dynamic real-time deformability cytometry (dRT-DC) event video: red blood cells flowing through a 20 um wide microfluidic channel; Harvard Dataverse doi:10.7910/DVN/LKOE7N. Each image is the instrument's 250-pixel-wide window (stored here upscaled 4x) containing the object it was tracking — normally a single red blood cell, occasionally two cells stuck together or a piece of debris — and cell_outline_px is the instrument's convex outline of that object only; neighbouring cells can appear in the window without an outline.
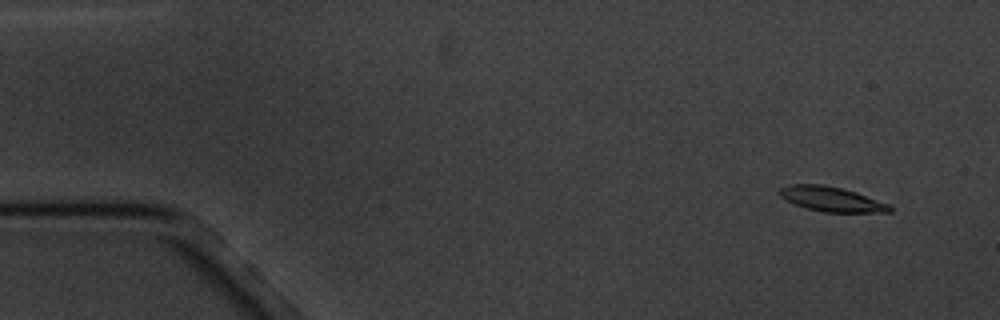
{"species": "common noctule bat (a hibernating species)", "species_latin": "Nyctalus noctula", "temperature_condition": "cold", "stored_images_in_passage": 11, "camera_frame_rate_fps": 3000, "um_per_image_px": 0.085, "animal": {"sex": "male", "body_mass_g": 20.1, "forearm_length_mm": 53.5}, "frame": {"image": 1, "passage_image": 2, "time_ms": 1.333, "image_size_px": [1000, 320], "cell_outline_px": [[892, 212], [824, 212], [804, 208], [780, 196], [776, 192], [780, 188], [788, 184], [820, 184], [840, 188], [856, 192], [892, 204]], "centroid_in_image_um": [70.7, 16.92], "position_along_channel_um": 14.3, "area_um2": 16.01}}
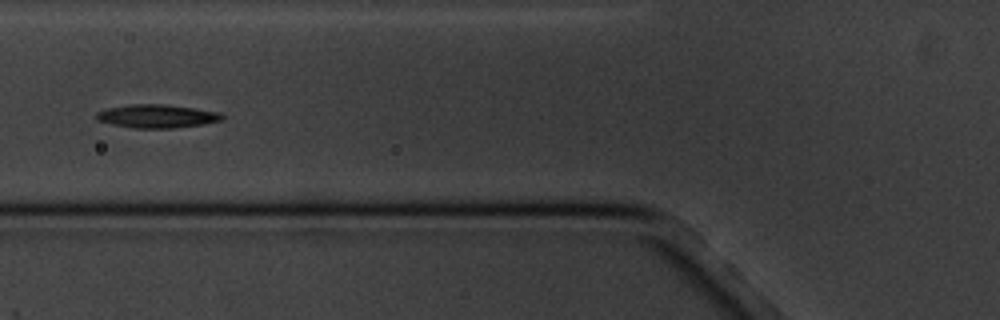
{"frame": {"image": 2, "passage_image": 7, "time_ms": 7.333, "image_size_px": [1000, 320], "cell_outline_px": [[224, 116], [220, 120], [204, 124], [172, 128], [132, 128], [112, 124], [96, 120], [96, 112], [108, 108], [128, 104], [164, 104], [220, 112]], "centroid_in_image_um": [13.3, 9.87], "position_along_channel_um": 112.5, "area_um2": 17.05}}
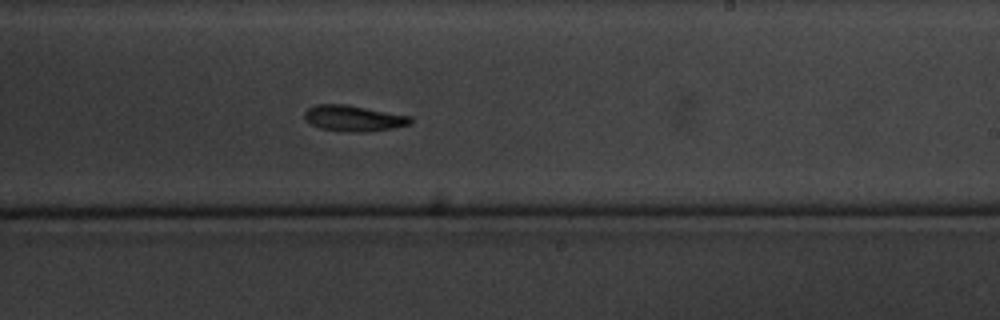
{"frame": {"image": 3, "passage_image": 11, "time_ms": 11.667, "image_size_px": [1000, 320], "cell_outline_px": [[412, 124], [392, 128], [368, 132], [348, 132], [320, 128], [304, 120], [304, 112], [308, 108], [316, 104], [344, 104], [412, 116]], "centroid_in_image_um": [30.06, 10.06], "position_along_channel_um": 258.9, "area_um2": 16.07}}